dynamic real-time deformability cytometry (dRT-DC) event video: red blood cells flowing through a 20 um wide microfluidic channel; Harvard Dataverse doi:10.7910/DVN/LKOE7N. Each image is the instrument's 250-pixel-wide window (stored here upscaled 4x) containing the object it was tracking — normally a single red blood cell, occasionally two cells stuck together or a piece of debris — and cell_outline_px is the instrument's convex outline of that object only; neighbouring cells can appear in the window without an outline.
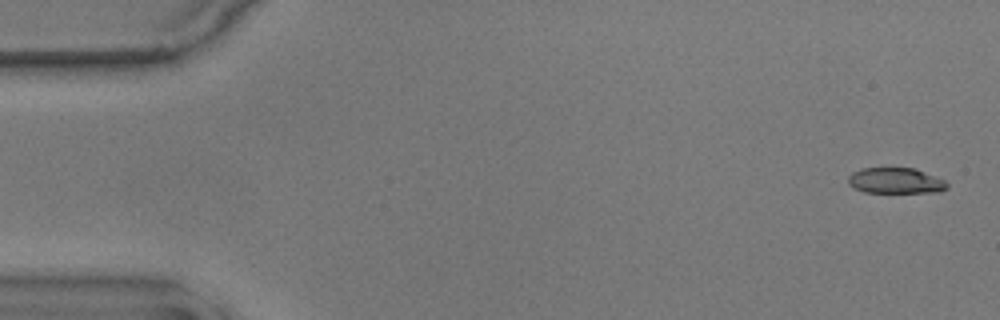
{"species": "common noctule bat (a hibernating species)", "species_latin": "Nyctalus noctula", "temperature_condition": "warm", "stored_images_in_passage": 16, "camera_frame_rate_fps": 3000, "um_per_image_px": 0.085, "animal": {"sex": "male", "body_mass_g": 17.9}, "frame": {"image": 1, "passage_image": 2, "time_ms": 0.333, "image_size_px": [1000, 320], "cell_outline_px": [[948, 188], [940, 192], [864, 192], [848, 184], [848, 176], [852, 172], [860, 168], [912, 168], [924, 172], [944, 180], [948, 184]], "centroid_in_image_um": [76.11, 15.36], "position_along_channel_um": 8.9, "area_um2": 14.74}}